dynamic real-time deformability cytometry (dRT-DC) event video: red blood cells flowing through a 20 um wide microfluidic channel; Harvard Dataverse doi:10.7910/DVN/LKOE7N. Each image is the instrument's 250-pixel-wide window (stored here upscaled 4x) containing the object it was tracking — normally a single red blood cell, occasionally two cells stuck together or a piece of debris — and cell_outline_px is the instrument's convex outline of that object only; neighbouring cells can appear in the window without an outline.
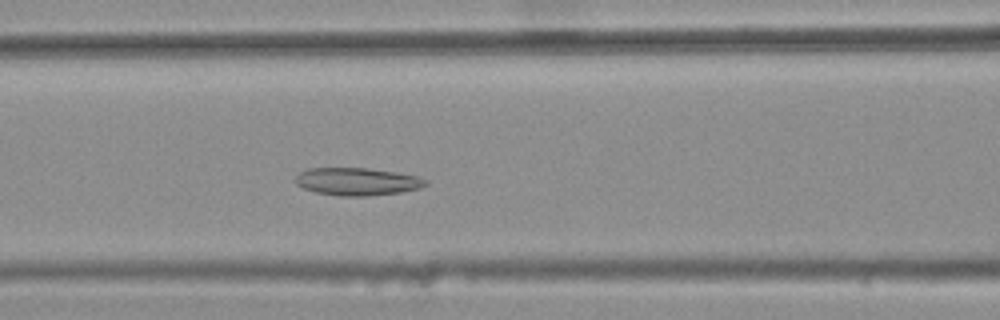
{"species": "common noctule bat (a hibernating species)", "species_latin": "Nyctalus noctula", "temperature_condition": "warm", "stored_images_in_passage": 34, "camera_frame_rate_fps": 3000, "um_per_image_px": 0.085, "animal": {"sex": "female", "body_mass_g": 25.1}, "frame": {"image": 1, "passage_image": 11, "time_ms": 3.333, "image_size_px": [1000, 320], "cell_outline_px": [[428, 184], [420, 188], [400, 192], [368, 196], [340, 196], [316, 192], [304, 188], [296, 184], [296, 176], [300, 172], [308, 168], [368, 168], [396, 172], [420, 176], [428, 180]], "centroid_in_image_um": [30.4, 15.43], "position_along_channel_um": 136.2, "area_um2": 21.04}}
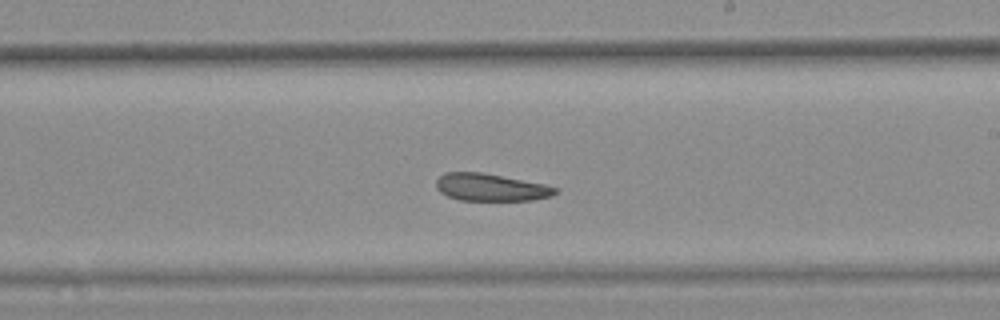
{"frame": {"image": 2, "passage_image": 20, "time_ms": 6.333, "image_size_px": [1000, 320], "cell_outline_px": [[560, 192], [552, 196], [532, 200], [460, 200], [448, 196], [440, 192], [436, 188], [436, 180], [444, 172], [480, 172], [544, 184], [560, 188]], "centroid_in_image_um": [41.74, 15.92], "position_along_channel_um": 247.3, "area_um2": 19.02}}
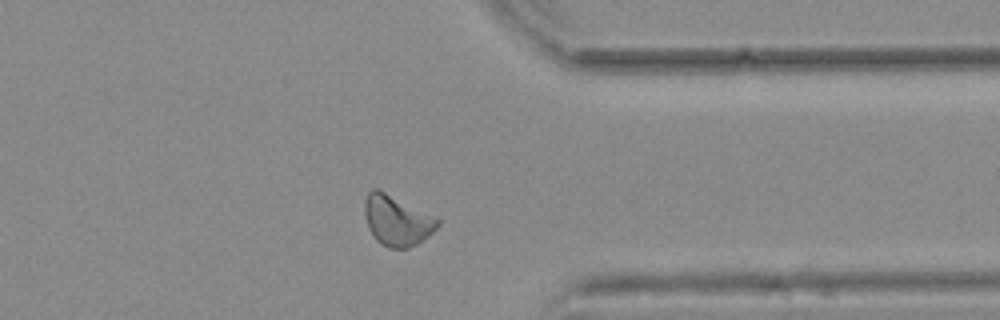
{"frame": {"image": 3, "passage_image": 31, "time_ms": 10.0, "image_size_px": [1000, 320], "cell_outline_px": [[440, 224], [428, 236], [416, 244], [408, 248], [388, 248], [380, 244], [376, 240], [368, 228], [364, 212], [364, 200], [368, 192], [372, 188], [376, 188], [440, 220]], "centroid_in_image_um": [33.69, 18.77], "position_along_channel_um": 377.7, "area_um2": 20.98}, "authors_computed_cell_mechanics": {"area_um2": 20.4323, "velocity_mm_per_s": 3.7142, "shape_relaxation_time_tau1_ms": null, "shape_relaxation_time_tau2_ms": 10.4397, "deformation_change_tau1": null, "deformation_change_tau2": 0.2246}}